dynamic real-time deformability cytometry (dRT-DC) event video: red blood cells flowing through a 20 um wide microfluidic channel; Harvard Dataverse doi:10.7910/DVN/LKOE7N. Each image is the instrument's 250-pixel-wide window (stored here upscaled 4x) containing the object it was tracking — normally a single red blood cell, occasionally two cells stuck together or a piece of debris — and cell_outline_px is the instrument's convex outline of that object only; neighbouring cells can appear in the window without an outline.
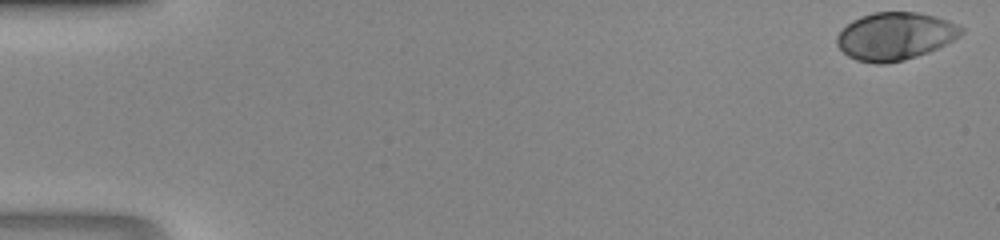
{"species": "human", "species_latin": "Homo sapiens", "temperature_condition": "room temperature", "stored_images_in_passage": 47, "camera_frame_rate_fps": 3000, "um_per_image_px": 0.085, "donor": {"sex": "male"}, "frame": {"image": 1, "passage_image": 1, "time_ms": 0.0, "image_size_px": [1000, 240], "cell_outline_px": [[964, 32], [960, 36], [928, 52], [904, 60], [884, 64], [876, 64], [856, 60], [848, 56], [836, 44], [836, 36], [852, 20], [860, 16], [872, 12], [916, 12], [936, 16], [960, 24], [964, 28]], "centroid_in_image_um": [76.09, 3.07], "position_along_channel_um": 8.9, "area_um2": 34.62}}
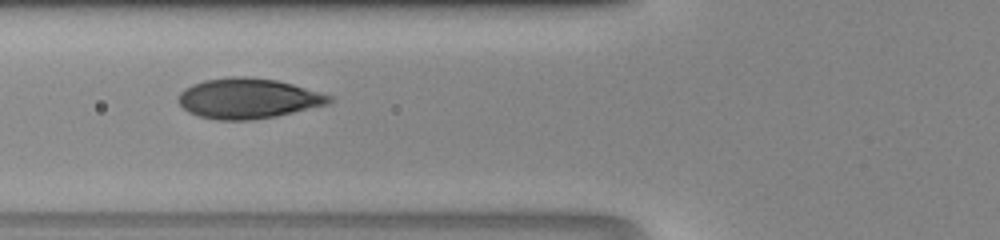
{"frame": {"image": 2, "passage_image": 19, "time_ms": 6.0, "image_size_px": [1000, 240], "cell_outline_px": [[332, 100], [328, 104], [276, 116], [252, 120], [220, 120], [200, 116], [188, 112], [176, 100], [180, 92], [184, 88], [192, 84], [204, 80], [236, 76], [244, 76], [276, 80], [292, 84], [320, 92], [332, 96]], "centroid_in_image_um": [21.06, 8.36], "position_along_channel_um": 104.7, "area_um2": 35.26}}
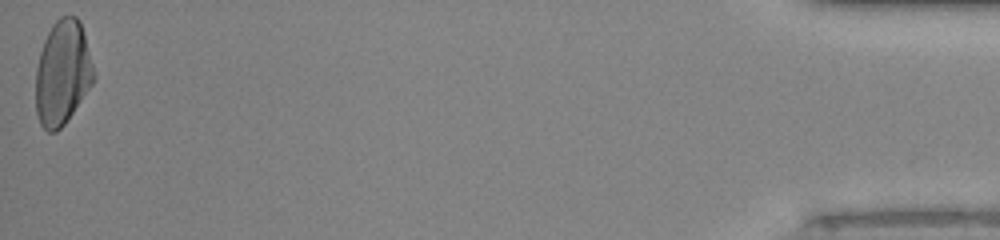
{"frame": {"image": 3, "passage_image": 47, "time_ms": 15.333, "image_size_px": [1000, 240], "cell_outline_px": [[96, 76], [92, 84], [64, 124], [56, 132], [48, 132], [40, 124], [36, 112], [36, 68], [40, 52], [44, 40], [52, 24], [60, 16], [76, 16], [80, 20], [84, 32]], "centroid_in_image_um": [5.31, 6.17], "position_along_channel_um": 429.9, "area_um2": 35.32}}